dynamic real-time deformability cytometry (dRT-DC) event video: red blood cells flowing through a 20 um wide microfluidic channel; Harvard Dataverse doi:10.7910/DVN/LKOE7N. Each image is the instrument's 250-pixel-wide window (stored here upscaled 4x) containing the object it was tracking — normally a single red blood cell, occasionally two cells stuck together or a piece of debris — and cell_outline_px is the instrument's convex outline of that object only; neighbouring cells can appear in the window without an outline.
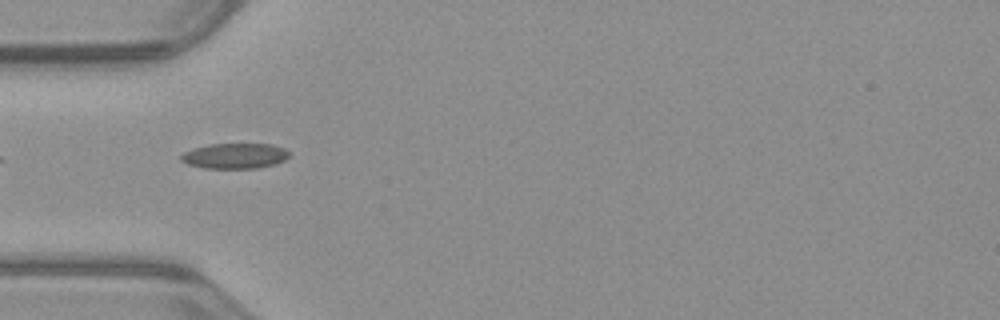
{"species": "common noctule bat (a hibernating species)", "species_latin": "Nyctalus noctula", "temperature_condition": "warm", "stored_images_in_passage": 7, "camera_frame_rate_fps": 3000, "um_per_image_px": 0.085, "animal": {"sex": "male", "body_mass_g": 23.1, "forearm_length_mm": 52.7}, "frame": {"image": 1, "passage_image": 1, "time_ms": 0.0, "image_size_px": [1000, 320], "cell_outline_px": [[292, 152], [284, 160], [272, 164], [256, 168], [204, 168], [188, 164], [180, 160], [180, 156], [184, 152], [208, 144], [272, 144], [284, 148]], "centroid_in_image_um": [19.97, 13.24], "position_along_channel_um": 65.0, "area_um2": 15.9}}